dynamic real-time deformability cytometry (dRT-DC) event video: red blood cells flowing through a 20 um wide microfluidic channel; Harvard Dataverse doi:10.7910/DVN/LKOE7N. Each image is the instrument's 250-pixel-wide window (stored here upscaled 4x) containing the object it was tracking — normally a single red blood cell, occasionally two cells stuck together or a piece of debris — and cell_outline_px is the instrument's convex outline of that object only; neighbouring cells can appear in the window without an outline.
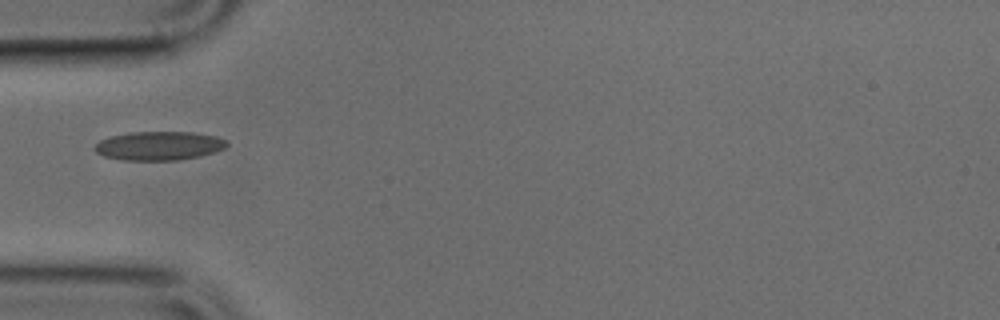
{"species": "common noctule bat (a hibernating species)", "species_latin": "Nyctalus noctula", "temperature_condition": "cold", "stored_images_in_passage": 30, "camera_frame_rate_fps": 3000, "um_per_image_px": 0.085, "animal": {"sex": "male", "body_mass_g": 17.9, "forearm_length_mm": 54.2}, "frame": {"image": 1, "passage_image": 1, "time_ms": 0.0, "image_size_px": [1000, 320], "cell_outline_px": [[228, 144], [224, 148], [200, 156], [176, 160], [124, 160], [104, 156], [96, 152], [92, 148], [100, 140], [112, 136], [132, 132], [192, 132], [216, 136], [228, 140]], "centroid_in_image_um": [13.51, 12.39], "position_along_channel_um": 71.5, "area_um2": 22.08}}
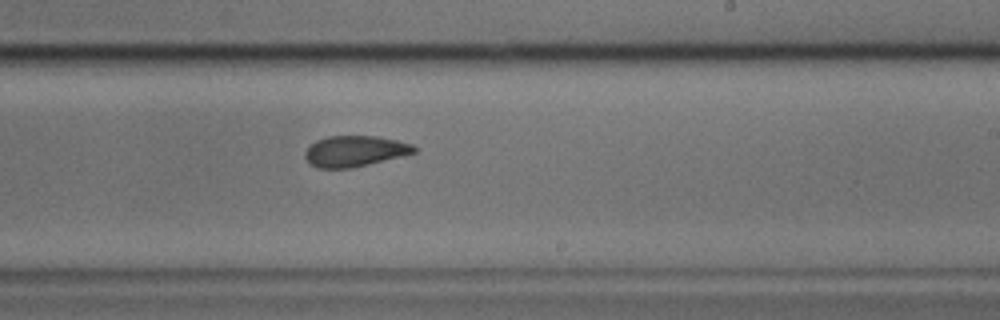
{"frame": {"image": 2, "passage_image": 15, "time_ms": 4.667, "image_size_px": [1000, 320], "cell_outline_px": [[416, 152], [352, 168], [316, 168], [308, 164], [304, 156], [304, 152], [316, 140], [328, 136], [376, 136], [396, 140], [412, 144], [416, 148]], "centroid_in_image_um": [30.1, 12.85], "position_along_channel_um": 258.9, "area_um2": 19.54}}
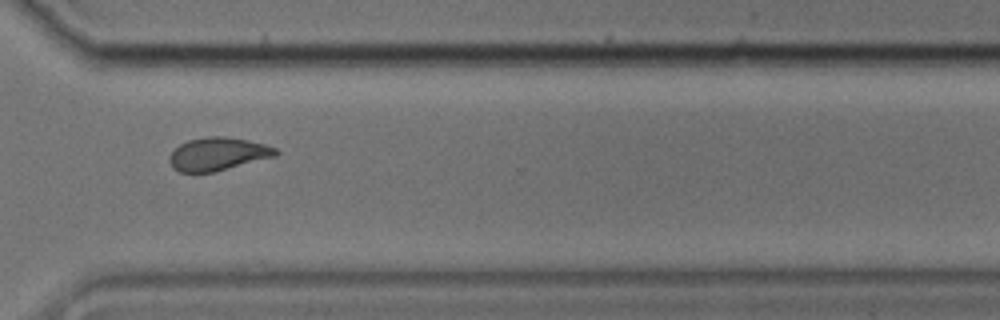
{"frame": {"image": 3, "passage_image": 22, "time_ms": 7.0, "image_size_px": [1000, 320], "cell_outline_px": [[280, 152], [276, 156], [212, 172], [180, 172], [172, 168], [168, 160], [168, 156], [180, 144], [188, 140], [208, 136], [224, 136], [248, 140], [264, 144], [276, 148]], "centroid_in_image_um": [18.5, 13.08], "position_along_channel_um": 352.1, "area_um2": 20.4}}